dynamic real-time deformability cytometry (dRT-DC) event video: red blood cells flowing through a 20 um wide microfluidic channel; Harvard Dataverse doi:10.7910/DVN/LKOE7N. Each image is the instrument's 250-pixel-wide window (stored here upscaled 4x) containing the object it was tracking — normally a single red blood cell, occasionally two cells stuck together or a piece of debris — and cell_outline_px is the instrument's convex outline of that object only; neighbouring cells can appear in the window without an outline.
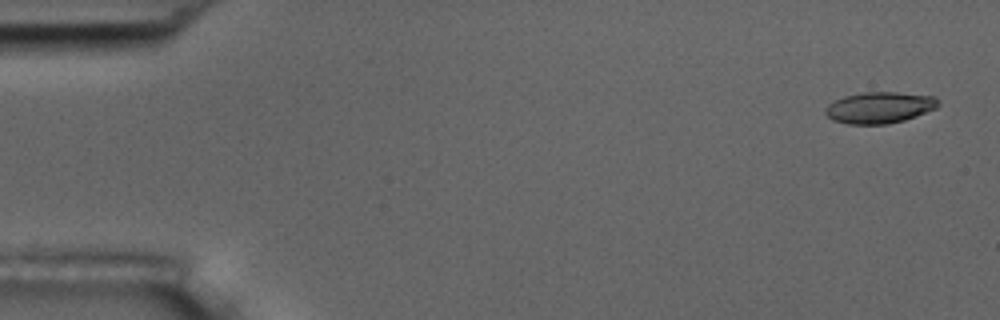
{"species": "common noctule bat (a hibernating species)", "species_latin": "Nyctalus noctula", "temperature_condition": "room temperature", "stored_images_in_passage": 54, "camera_frame_rate_fps": 3000, "um_per_image_px": 0.085, "animal": {"sex": "male", "body_mass_g": 17.5, "forearm_length_mm": 52.3}, "frame": {"image": 1, "passage_image": 1, "time_ms": 0.0, "image_size_px": [1000, 320], "cell_outline_px": [[940, 104], [936, 108], [916, 116], [904, 120], [888, 124], [848, 124], [832, 120], [824, 112], [828, 104], [844, 96], [864, 92], [896, 92], [936, 96]], "centroid_in_image_um": [74.77, 9.14], "position_along_channel_um": 10.2, "area_um2": 20.63}}
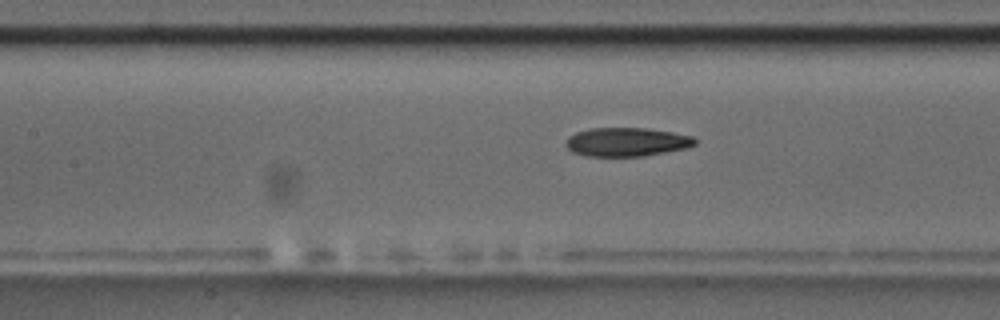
{"frame": {"image": 2, "passage_image": 23, "time_ms": 7.333, "image_size_px": [1000, 320], "cell_outline_px": [[696, 144], [688, 148], [644, 156], [588, 156], [572, 152], [564, 144], [568, 136], [576, 132], [588, 128], [648, 128], [672, 132], [692, 136], [696, 140]], "centroid_in_image_um": [53.26, 12.06], "position_along_channel_um": 154.1, "area_um2": 21.79}}
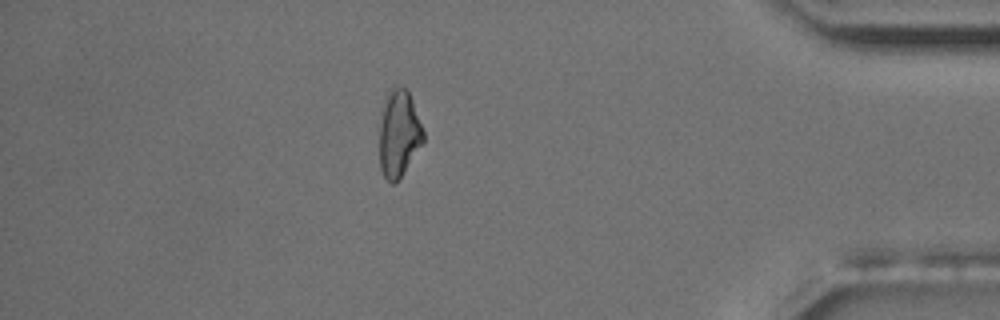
{"frame": {"image": 3, "passage_image": 46, "time_ms": 15.0, "image_size_px": [1000, 320], "cell_outline_px": [[424, 140], [400, 176], [392, 184], [384, 176], [380, 168], [380, 124], [384, 96], [388, 88], [404, 88], [408, 92], [412, 100], [424, 132]], "centroid_in_image_um": [33.88, 11.31], "position_along_channel_um": 401.3, "area_um2": 21.73}}